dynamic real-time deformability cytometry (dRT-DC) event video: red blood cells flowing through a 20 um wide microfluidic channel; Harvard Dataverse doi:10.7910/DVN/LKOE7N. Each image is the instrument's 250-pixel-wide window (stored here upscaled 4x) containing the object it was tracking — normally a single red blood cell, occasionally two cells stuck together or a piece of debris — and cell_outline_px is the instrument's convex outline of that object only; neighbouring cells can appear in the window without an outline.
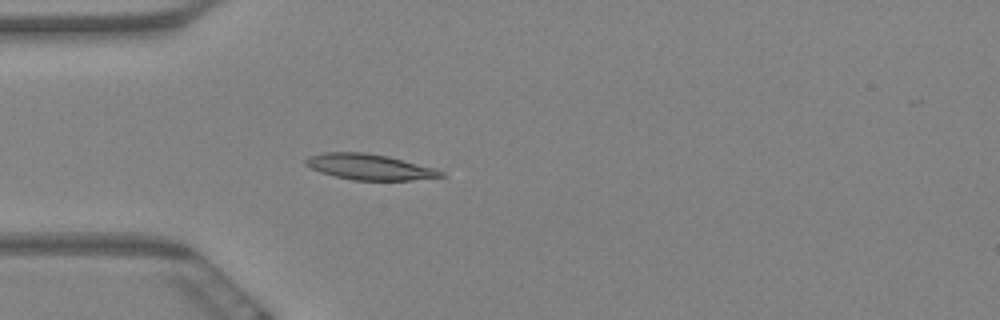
{"species": "Egyptian fruit bat (a non-hibernating species)", "species_latin": "Rousettus aegyptiacus", "temperature_condition": "warm", "stored_images_in_passage": 4, "camera_frame_rate_fps": 3000, "um_per_image_px": 0.085, "animal": {"sex": "female"}, "frame": {"image": 1, "passage_image": 4, "time_ms": 1.0, "image_size_px": [1000, 320], "cell_outline_px": [[448, 176], [412, 180], [352, 180], [320, 172], [304, 164], [304, 160], [308, 156], [324, 152], [364, 152], [388, 156], [436, 168], [444, 172]], "centroid_in_image_um": [31.43, 14.18], "position_along_channel_um": 53.6, "area_um2": 20.4}}